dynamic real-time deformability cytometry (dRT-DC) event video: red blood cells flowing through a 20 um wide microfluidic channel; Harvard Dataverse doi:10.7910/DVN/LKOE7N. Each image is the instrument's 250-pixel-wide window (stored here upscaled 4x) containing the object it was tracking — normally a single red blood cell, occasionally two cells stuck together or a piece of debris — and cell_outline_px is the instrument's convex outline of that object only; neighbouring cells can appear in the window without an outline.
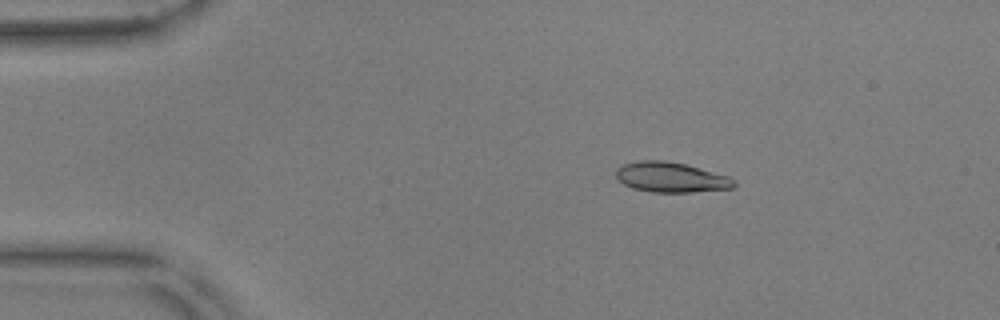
{"species": "common noctule bat (a hibernating species)", "species_latin": "Nyctalus noctula", "temperature_condition": "warm", "stored_images_in_passage": 17, "camera_frame_rate_fps": 3000, "um_per_image_px": 0.085, "animal": {"sex": "male", "body_mass_g": 17.9, "forearm_length_mm": 54.2}, "frame": {"image": 1, "passage_image": 10, "time_ms": 3.0, "image_size_px": [1000, 320], "cell_outline_px": [[736, 184], [732, 188], [692, 192], [652, 192], [632, 188], [624, 184], [616, 176], [616, 168], [624, 164], [640, 160], [664, 160], [684, 164], [700, 168], [728, 176]], "centroid_in_image_um": [57.0, 15.07], "position_along_channel_um": 28.0, "area_um2": 20.52}}